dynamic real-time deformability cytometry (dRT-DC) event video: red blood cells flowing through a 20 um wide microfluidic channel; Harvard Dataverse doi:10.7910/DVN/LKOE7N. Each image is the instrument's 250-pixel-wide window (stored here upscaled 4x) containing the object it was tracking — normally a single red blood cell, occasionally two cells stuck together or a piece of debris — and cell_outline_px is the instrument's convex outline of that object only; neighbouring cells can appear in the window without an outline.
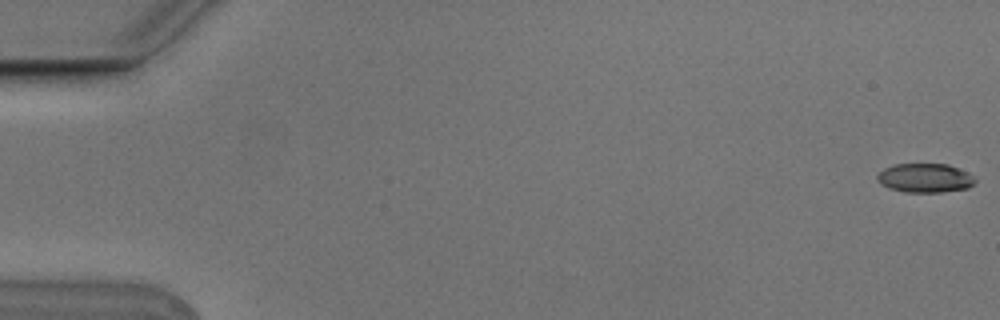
{"species": "Egyptian fruit bat (a non-hibernating species)", "species_latin": "Rousettus aegyptiacus", "temperature_condition": "cold", "stored_images_in_passage": 6, "camera_frame_rate_fps": 3000, "um_per_image_px": 0.085, "animal": {"sex": "male"}, "frame": {"image": 1, "passage_image": 1, "time_ms": 0.0, "image_size_px": [1000, 320], "cell_outline_px": [[976, 180], [968, 188], [940, 192], [904, 192], [888, 188], [880, 184], [876, 180], [876, 176], [884, 168], [892, 164], [948, 164], [968, 172]], "centroid_in_image_um": [78.58, 15.12], "position_along_channel_um": 6.4, "area_um2": 16.65}}